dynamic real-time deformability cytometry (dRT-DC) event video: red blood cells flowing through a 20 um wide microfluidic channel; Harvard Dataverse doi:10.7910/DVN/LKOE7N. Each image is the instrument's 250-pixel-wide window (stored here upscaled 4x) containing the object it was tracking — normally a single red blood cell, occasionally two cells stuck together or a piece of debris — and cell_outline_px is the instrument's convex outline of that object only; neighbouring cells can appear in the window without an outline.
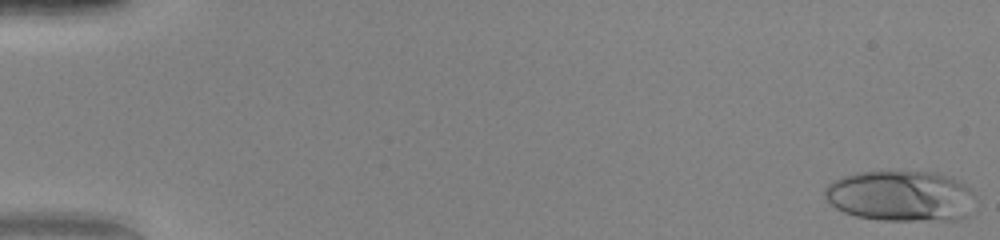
{"species": "human", "species_latin": "Homo sapiens", "temperature_condition": "warm", "stored_images_in_passage": 50, "camera_frame_rate_fps": 3000, "um_per_image_px": 0.085, "donor": {"sex": "female"}, "frame": {"image": 1, "passage_image": 1, "time_ms": 0.0, "image_size_px": [1000, 240], "cell_outline_px": [[976, 212], [968, 216], [956, 220], [880, 220], [856, 216], [844, 212], [836, 208], [824, 196], [824, 188], [828, 184], [844, 176], [856, 172], [936, 172], [952, 176], [968, 184], [972, 188]], "centroid_in_image_um": [76.67, 16.67], "position_along_channel_um": 8.3, "area_um2": 45.32}}
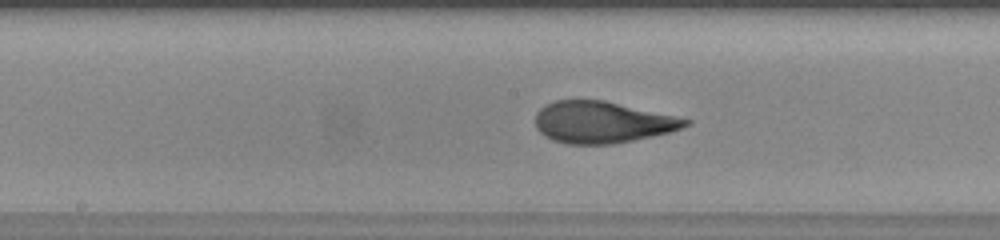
{"frame": {"image": 2, "passage_image": 27, "time_ms": 8.667, "image_size_px": [1000, 240], "cell_outline_px": [[692, 124], [668, 132], [652, 136], [612, 144], [568, 144], [552, 140], [544, 136], [536, 128], [536, 112], [544, 104], [556, 100], [604, 100], [692, 120]], "centroid_in_image_um": [51.15, 10.39], "position_along_channel_um": 197.1, "area_um2": 36.24}}
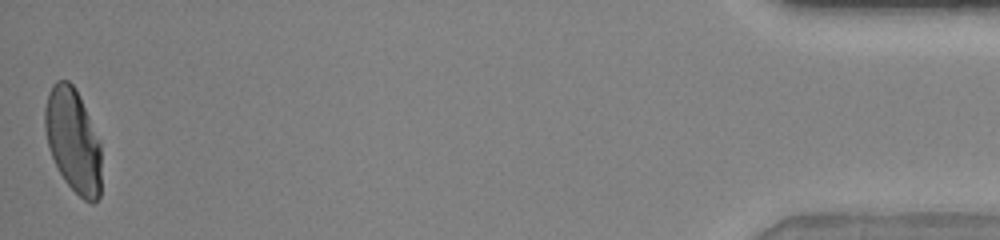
{"frame": {"image": 3, "passage_image": 50, "time_ms": 16.333, "image_size_px": [1000, 240], "cell_outline_px": [[100, 196], [92, 204], [84, 200], [64, 180], [52, 156], [48, 144], [44, 128], [44, 108], [48, 92], [52, 84], [56, 80], [68, 80], [76, 88], [80, 96], [100, 144]], "centroid_in_image_um": [6.19, 11.91], "position_along_channel_um": 429.0, "area_um2": 33.93}, "authors_computed_cell_mechanics": {"area_um2": 37.0498, "velocity_mm_per_s": 4.1536, "shape_relaxation_time_tau1_ms": 5.2378, "shape_relaxation_time_tau2_ms": null, "deformation_change_tau1": 0.2697, "deformation_change_tau2": null}}